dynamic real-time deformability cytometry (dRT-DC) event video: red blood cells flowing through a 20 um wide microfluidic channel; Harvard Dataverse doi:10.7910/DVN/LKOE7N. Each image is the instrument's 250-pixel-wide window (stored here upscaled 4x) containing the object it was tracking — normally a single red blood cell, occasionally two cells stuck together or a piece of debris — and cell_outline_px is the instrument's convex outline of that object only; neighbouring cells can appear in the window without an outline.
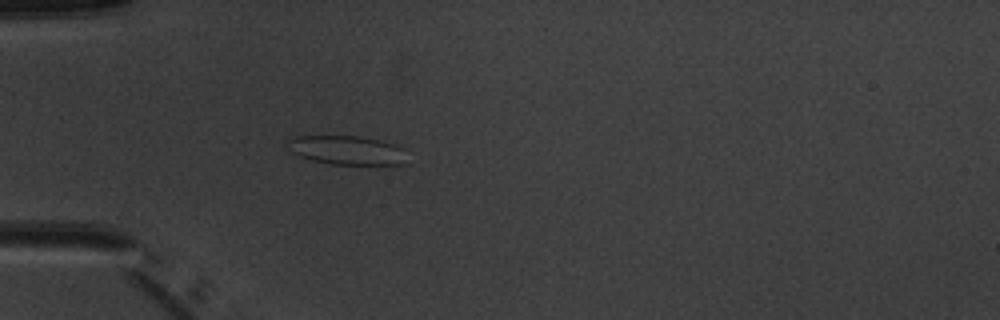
{"species": "common noctule bat (a hibernating species)", "species_latin": "Nyctalus noctula", "temperature_condition": "warm", "stored_images_in_passage": 4, "camera_frame_rate_fps": 3000, "um_per_image_px": 0.085, "animal": {"sex": "male", "body_mass_g": 20.1, "forearm_length_mm": 53.5}, "frame": {"image": 1, "passage_image": 4, "time_ms": 4.333, "image_size_px": [1000, 320], "cell_outline_px": [[408, 164], [332, 164], [312, 160], [300, 156], [292, 152], [288, 148], [284, 140], [296, 136], [360, 136], [380, 140], [396, 144], [404, 148]], "centroid_in_image_um": [29.5, 12.75], "position_along_channel_um": 55.5, "area_um2": 20.4}}